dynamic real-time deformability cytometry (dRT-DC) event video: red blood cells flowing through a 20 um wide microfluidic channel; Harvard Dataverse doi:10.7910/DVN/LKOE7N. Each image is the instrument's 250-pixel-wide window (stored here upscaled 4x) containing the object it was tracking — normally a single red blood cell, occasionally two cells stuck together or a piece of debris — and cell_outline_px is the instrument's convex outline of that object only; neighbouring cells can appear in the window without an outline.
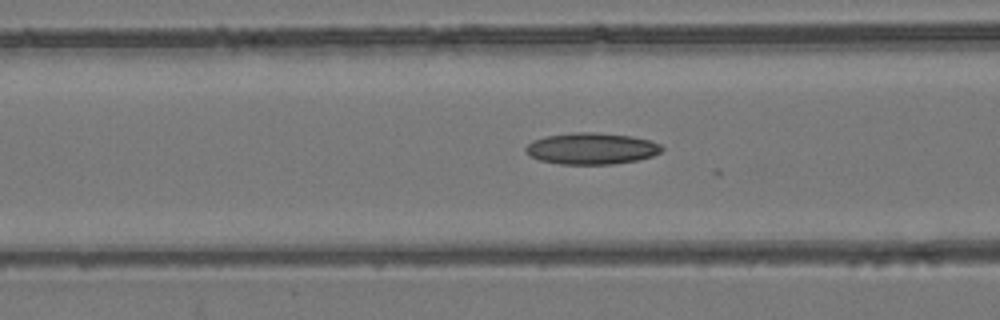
{"species": "common noctule bat (a hibernating species)", "species_latin": "Nyctalus noctula", "temperature_condition": "room temperature", "stored_images_in_passage": 22, "camera_frame_rate_fps": 3000, "um_per_image_px": 0.085, "animal": {"sex": "female", "body_mass_g": 24.6, "forearm_length_mm": 56.2}, "frame": {"image": 1, "passage_image": 10, "time_ms": 3.0, "image_size_px": [1000, 320], "cell_outline_px": [[664, 148], [660, 152], [652, 156], [636, 160], [612, 164], [560, 164], [540, 160], [528, 156], [524, 152], [524, 148], [532, 140], [544, 136], [572, 132], [592, 132], [632, 136], [648, 140], [660, 144]], "centroid_in_image_um": [50.22, 12.62], "position_along_channel_um": 116.4, "area_um2": 25.09}}
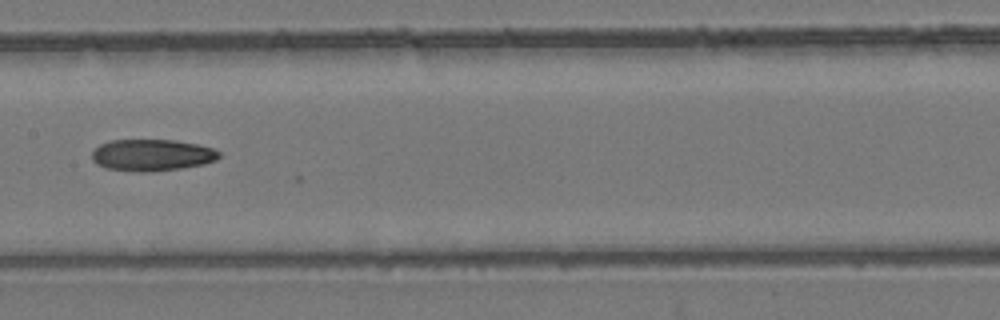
{"frame": {"image": 2, "passage_image": 16, "time_ms": 5.0, "image_size_px": [1000, 320], "cell_outline_px": [[220, 156], [216, 160], [204, 164], [180, 168], [152, 172], [140, 172], [104, 168], [96, 164], [92, 160], [92, 152], [100, 144], [108, 140], [176, 140], [196, 144], [212, 148], [220, 152]], "centroid_in_image_um": [12.89, 13.18], "position_along_channel_um": 194.5, "area_um2": 23.58}}
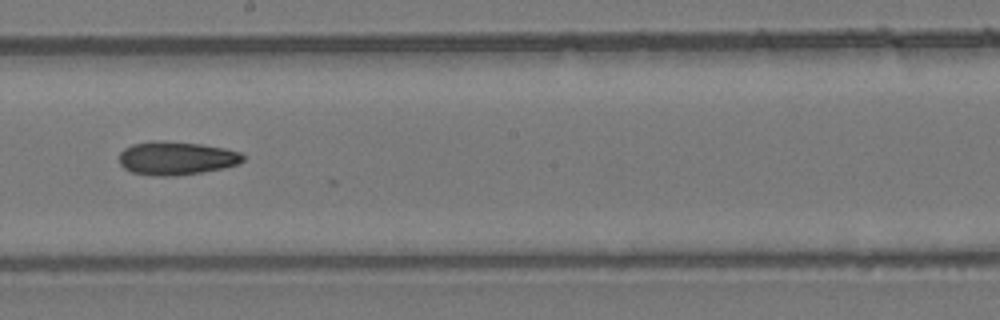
{"frame": {"image": 3, "passage_image": 19, "time_ms": 6.0, "image_size_px": [1000, 320], "cell_outline_px": [[244, 160], [236, 164], [224, 168], [204, 172], [176, 176], [152, 176], [132, 172], [124, 168], [120, 164], [120, 152], [124, 148], [132, 144], [152, 140], [160, 140], [200, 144], [224, 148], [240, 152], [244, 156]], "centroid_in_image_um": [14.97, 13.45], "position_along_channel_um": 233.2, "area_um2": 24.28}}